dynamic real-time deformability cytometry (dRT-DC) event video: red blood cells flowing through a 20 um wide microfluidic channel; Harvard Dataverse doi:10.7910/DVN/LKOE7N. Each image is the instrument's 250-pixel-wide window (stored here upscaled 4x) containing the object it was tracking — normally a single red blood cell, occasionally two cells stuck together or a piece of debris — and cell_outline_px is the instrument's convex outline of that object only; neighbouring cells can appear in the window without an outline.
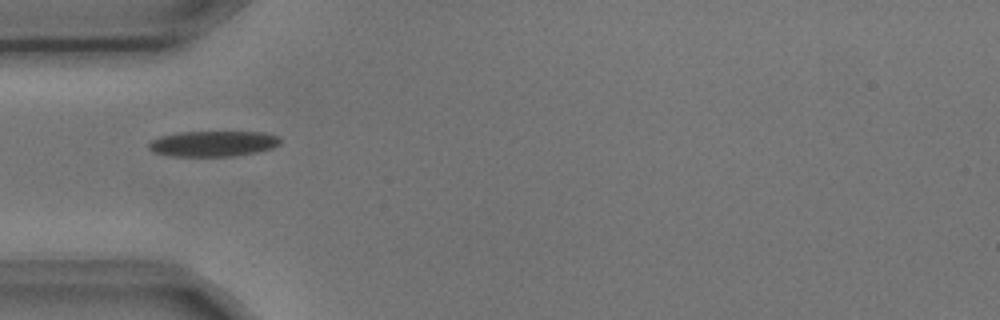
{"species": "common noctule bat (a hibernating species)", "species_latin": "Nyctalus noctula", "temperature_condition": "cold", "stored_images_in_passage": 4, "camera_frame_rate_fps": 3000, "um_per_image_px": 0.085, "animal": {"sex": "male", "body_mass_g": 17.9, "forearm_length_mm": 54.2}, "frame": {"image": 1, "passage_image": 1, "time_ms": 0.0, "image_size_px": [1000, 320], "cell_outline_px": [[280, 144], [272, 148], [256, 152], [236, 156], [172, 156], [152, 152], [148, 148], [148, 144], [152, 140], [160, 136], [180, 132], [264, 132], [276, 136], [280, 140]], "centroid_in_image_um": [18.09, 12.21], "position_along_channel_um": 66.9, "area_um2": 19.59}}
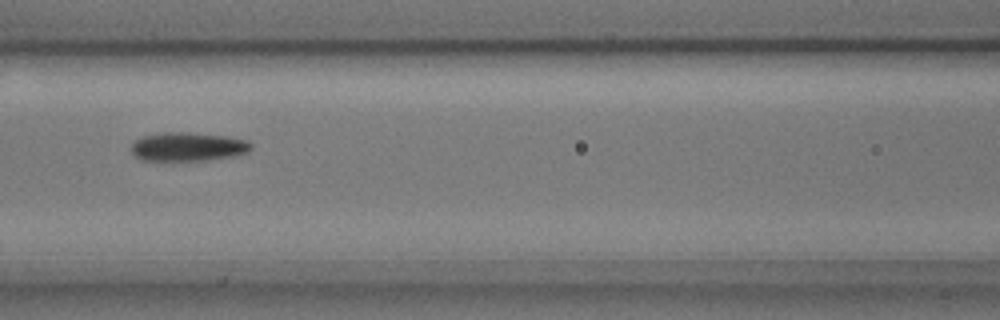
{"frame": {"image": 2, "passage_image": 3, "time_ms": 0.667, "image_size_px": [1000, 320], "cell_outline_px": [[252, 148], [248, 152], [232, 156], [204, 160], [140, 160], [132, 152], [132, 144], [140, 136], [164, 132], [188, 132], [228, 136], [248, 140], [252, 144]], "centroid_in_image_um": [15.99, 12.45], "position_along_channel_um": 150.6, "area_um2": 20.11}}
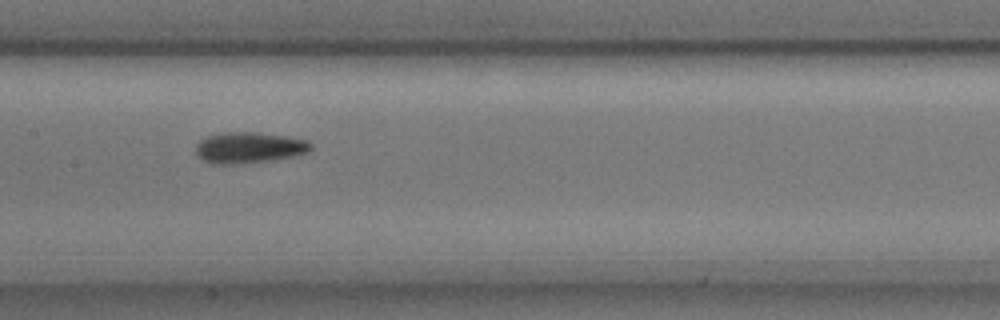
{"frame": {"image": 3, "passage_image": 4, "time_ms": 1.0, "image_size_px": [1000, 320], "cell_outline_px": [[312, 148], [308, 152], [296, 156], [272, 160], [232, 164], [208, 164], [196, 156], [196, 144], [200, 140], [208, 136], [220, 132], [260, 132], [288, 136], [308, 140], [312, 144]], "centroid_in_image_um": [21.17, 12.54], "position_along_channel_um": 186.2, "area_um2": 21.21}}